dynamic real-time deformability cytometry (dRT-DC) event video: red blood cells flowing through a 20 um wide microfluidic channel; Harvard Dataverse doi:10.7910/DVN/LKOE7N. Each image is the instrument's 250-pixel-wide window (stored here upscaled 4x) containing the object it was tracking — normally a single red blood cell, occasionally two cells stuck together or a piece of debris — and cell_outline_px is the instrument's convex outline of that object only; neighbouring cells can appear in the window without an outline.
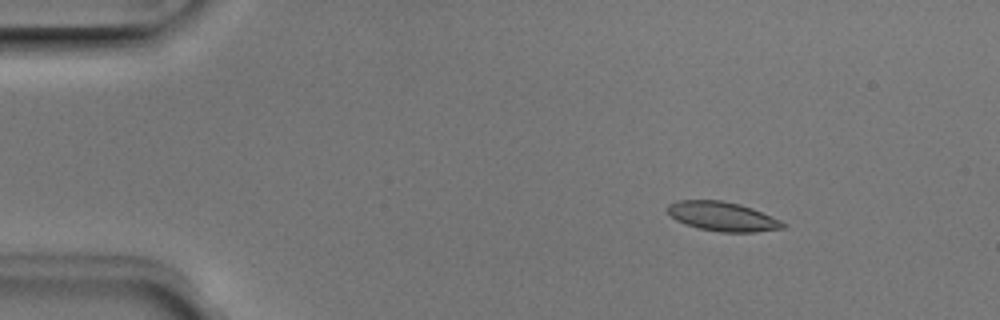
{"species": "Egyptian fruit bat (a non-hibernating species)", "species_latin": "Rousettus aegyptiacus", "temperature_condition": "room temperature", "stored_images_in_passage": 5, "camera_frame_rate_fps": 3000, "um_per_image_px": 0.085, "animal": {"sex": "male"}, "frame": {"image": 1, "passage_image": 3, "time_ms": 0.667, "image_size_px": [1000, 320], "cell_outline_px": [[788, 224], [784, 228], [756, 232], [720, 232], [700, 228], [684, 224], [676, 220], [668, 212], [668, 204], [676, 200], [720, 200], [740, 204], [752, 208], [780, 220]], "centroid_in_image_um": [61.42, 18.4], "position_along_channel_um": 23.6, "area_um2": 19.65}}